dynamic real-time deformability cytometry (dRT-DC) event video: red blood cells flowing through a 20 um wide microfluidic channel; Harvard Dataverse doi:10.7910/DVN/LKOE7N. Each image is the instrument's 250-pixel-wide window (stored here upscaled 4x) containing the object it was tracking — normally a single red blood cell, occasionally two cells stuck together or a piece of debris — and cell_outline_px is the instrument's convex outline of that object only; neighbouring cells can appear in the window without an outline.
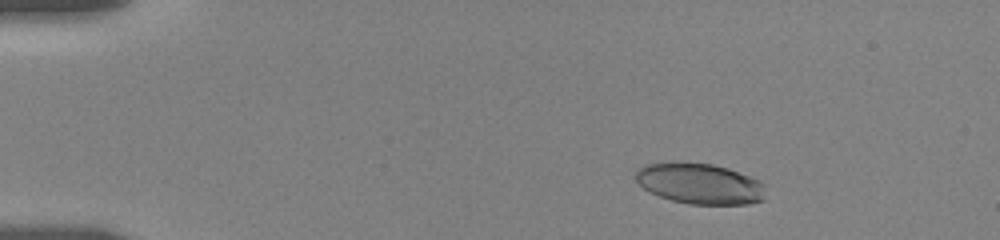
{"species": "human", "species_latin": "Homo sapiens", "temperature_condition": "room temperature", "stored_images_in_passage": 29, "camera_frame_rate_fps": 3000, "um_per_image_px": 0.085, "donor": {"sex": "female"}, "frame": {"image": 1, "passage_image": 4, "time_ms": 2.333, "image_size_px": [1000, 240], "cell_outline_px": [[764, 200], [748, 204], [688, 204], [672, 200], [660, 196], [644, 188], [636, 180], [636, 172], [640, 168], [648, 164], [712, 164], [728, 168], [760, 180], [764, 184]], "centroid_in_image_um": [59.55, 15.64], "position_along_channel_um": 25.4, "area_um2": 30.11}}
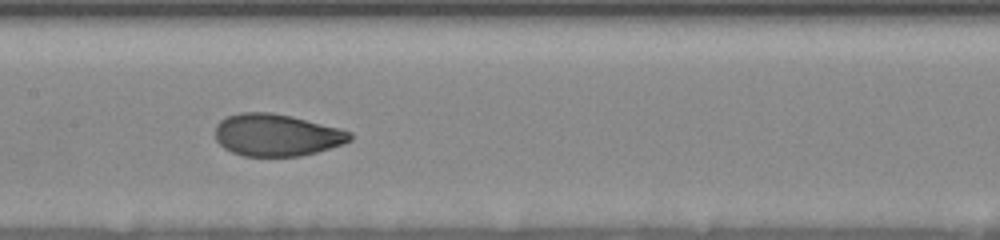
{"frame": {"image": 2, "passage_image": 19, "time_ms": 9.0, "image_size_px": [1000, 240], "cell_outline_px": [[352, 140], [316, 152], [300, 156], [240, 156], [224, 148], [216, 140], [216, 124], [220, 120], [228, 116], [240, 112], [272, 112], [292, 116], [340, 128], [352, 132]], "centroid_in_image_um": [23.49, 11.47], "position_along_channel_um": 183.9, "area_um2": 33.12}}
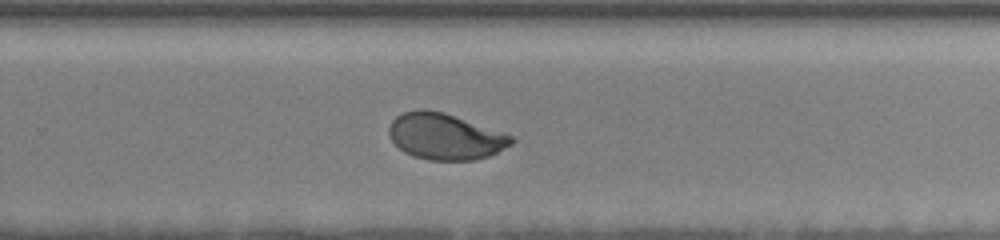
{"frame": {"image": 3, "passage_image": 28, "time_ms": 12.0, "image_size_px": [1000, 240], "cell_outline_px": [[516, 140], [512, 144], [488, 156], [476, 160], [428, 160], [412, 156], [404, 152], [388, 136], [388, 128], [392, 120], [396, 116], [404, 112], [420, 108], [424, 108], [444, 112], [512, 136]], "centroid_in_image_um": [37.79, 11.6], "position_along_channel_um": 292.0, "area_um2": 32.89}}